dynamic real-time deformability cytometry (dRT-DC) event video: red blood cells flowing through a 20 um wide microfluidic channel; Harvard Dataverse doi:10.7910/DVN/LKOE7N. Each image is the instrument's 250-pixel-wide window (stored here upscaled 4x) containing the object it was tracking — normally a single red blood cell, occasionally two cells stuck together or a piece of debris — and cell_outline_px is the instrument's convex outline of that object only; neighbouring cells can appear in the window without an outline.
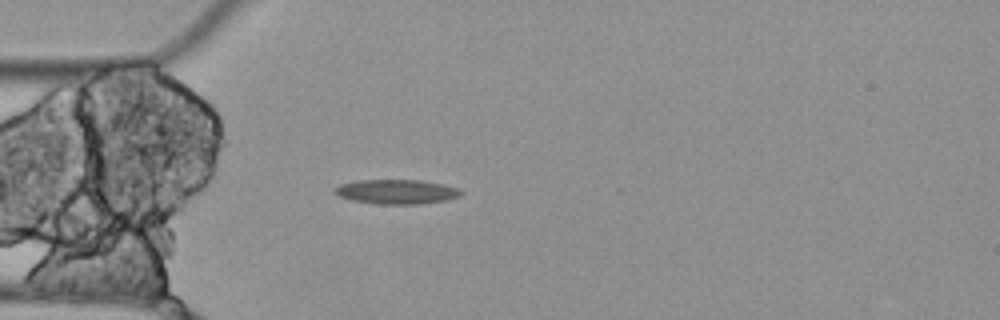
{"species": "Egyptian fruit bat (a non-hibernating species)", "species_latin": "Rousettus aegyptiacus", "temperature_condition": "cold", "stored_images_in_passage": 1, "camera_frame_rate_fps": 3000, "um_per_image_px": 0.085, "animal": {"sex": "female"}, "frame": {"image": 1, "passage_image": 1, "time_ms": 0.0, "image_size_px": [1000, 320], "cell_outline_px": [[464, 192], [460, 196], [444, 200], [420, 204], [380, 204], [352, 200], [340, 196], [332, 192], [340, 184], [356, 180], [420, 180], [440, 184], [456, 188]], "centroid_in_image_um": [33.68, 16.29], "position_along_channel_um": 51.3, "area_um2": 17.8}}